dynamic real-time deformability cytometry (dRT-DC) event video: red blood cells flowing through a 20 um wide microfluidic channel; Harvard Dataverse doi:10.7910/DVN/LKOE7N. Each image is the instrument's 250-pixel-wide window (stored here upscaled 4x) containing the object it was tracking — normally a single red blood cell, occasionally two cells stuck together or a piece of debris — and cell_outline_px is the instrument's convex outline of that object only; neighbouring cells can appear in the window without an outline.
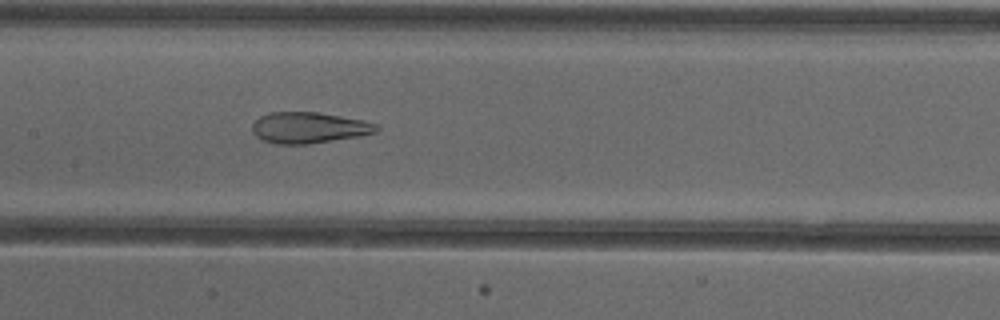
{"species": "common noctule bat (a hibernating species)", "species_latin": "Nyctalus noctula", "temperature_condition": "cold", "stored_images_in_passage": 39, "camera_frame_rate_fps": 3000, "um_per_image_px": 0.085, "animal": {"sex": "female"}, "frame": {"image": 1, "passage_image": 15, "time_ms": 4.667, "image_size_px": [1000, 320], "cell_outline_px": [[380, 128], [376, 132], [360, 136], [308, 144], [276, 144], [260, 140], [252, 132], [252, 124], [260, 116], [268, 112], [320, 112], [364, 120], [376, 124]], "centroid_in_image_um": [26.24, 10.85], "position_along_channel_um": 181.2, "area_um2": 22.72}}
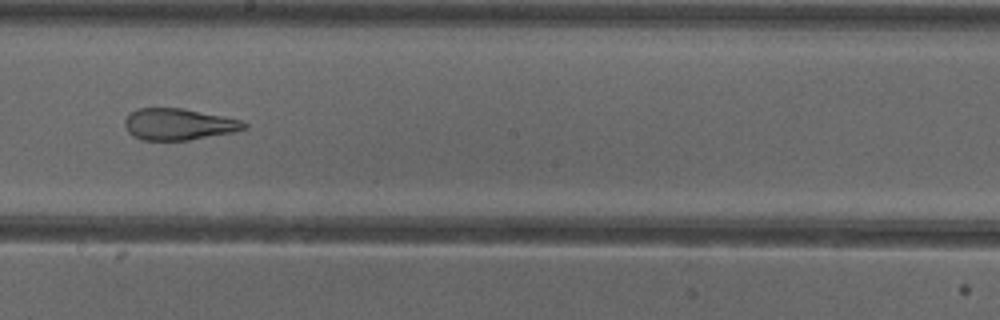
{"frame": {"image": 2, "passage_image": 19, "time_ms": 6.0, "image_size_px": [1000, 320], "cell_outline_px": [[248, 128], [236, 132], [188, 140], [140, 140], [132, 136], [128, 132], [124, 124], [124, 120], [136, 108], [180, 108], [244, 120], [248, 124]], "centroid_in_image_um": [15.21, 10.57], "position_along_channel_um": 233.0, "area_um2": 22.08}}
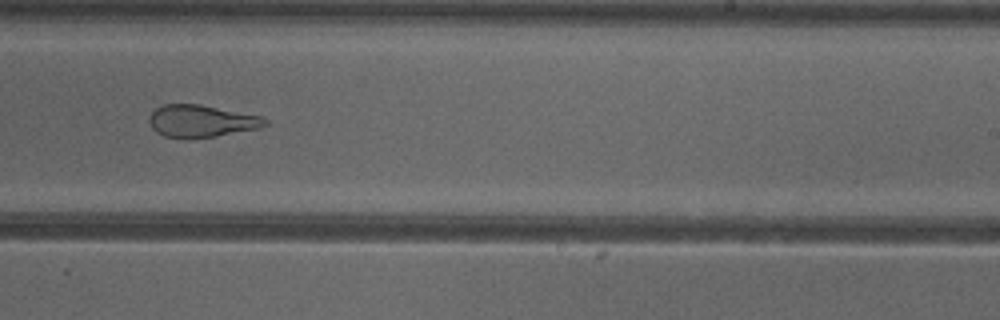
{"frame": {"image": 3, "passage_image": 22, "time_ms": 7.0, "image_size_px": [1000, 320], "cell_outline_px": [[268, 124], [256, 128], [216, 136], [188, 140], [184, 140], [164, 136], [156, 132], [152, 128], [148, 120], [152, 112], [156, 108], [164, 104], [200, 104], [260, 116], [268, 120]], "centroid_in_image_um": [17.05, 10.31], "position_along_channel_um": 271.9, "area_um2": 21.85}, "authors_computed_cell_mechanics": {"area_um2": 25.6054, "velocity_mm_per_s": 3.9181, "shape_relaxation_time_tau1_ms": null, "shape_relaxation_time_tau2_ms": 1.8275, "deformation_change_tau1": null, "deformation_change_tau2": 0.1192}}